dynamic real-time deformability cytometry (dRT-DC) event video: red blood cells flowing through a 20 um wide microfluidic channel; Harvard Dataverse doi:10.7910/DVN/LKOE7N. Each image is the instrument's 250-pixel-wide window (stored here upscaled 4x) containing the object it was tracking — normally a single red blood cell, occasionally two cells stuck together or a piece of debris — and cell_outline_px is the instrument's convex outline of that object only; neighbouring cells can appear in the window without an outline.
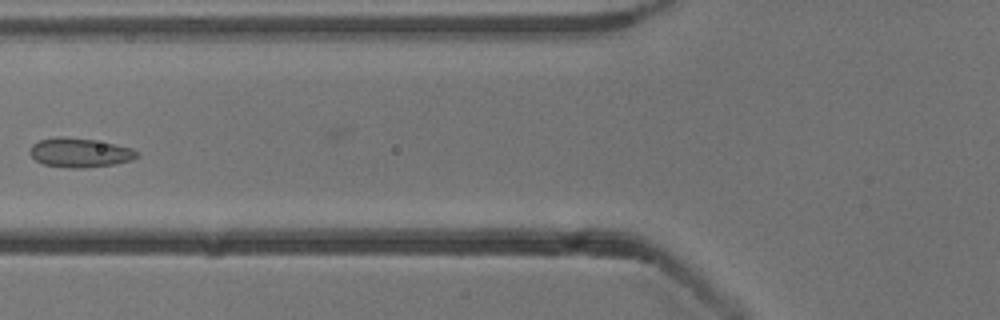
{"species": "common noctule bat (a hibernating species)", "species_latin": "Nyctalus noctula", "temperature_condition": "cold", "stored_images_in_passage": 8, "camera_frame_rate_fps": 3000, "um_per_image_px": 0.085, "animal": {"sex": "male", "body_mass_g": 13.3}, "frame": {"image": 1, "passage_image": 7, "time_ms": 8.667, "image_size_px": [1000, 320], "cell_outline_px": [[140, 156], [132, 160], [116, 164], [84, 168], [68, 168], [44, 164], [36, 160], [28, 152], [32, 144], [40, 140], [56, 136], [64, 136], [92, 140], [116, 144], [132, 148], [140, 152]], "centroid_in_image_um": [6.81, 12.98], "position_along_channel_um": 119.0, "area_um2": 18.44}}
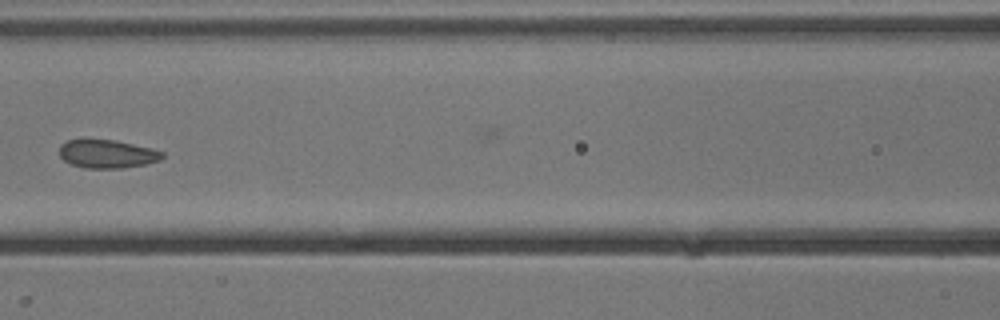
{"frame": {"image": 2, "passage_image": 8, "time_ms": 9.667, "image_size_px": [1000, 320], "cell_outline_px": [[164, 156], [160, 160], [144, 164], [124, 168], [84, 168], [72, 164], [64, 160], [60, 156], [60, 144], [68, 140], [116, 140], [164, 152]], "centroid_in_image_um": [9.1, 13.09], "position_along_channel_um": 157.5, "area_um2": 16.76}}